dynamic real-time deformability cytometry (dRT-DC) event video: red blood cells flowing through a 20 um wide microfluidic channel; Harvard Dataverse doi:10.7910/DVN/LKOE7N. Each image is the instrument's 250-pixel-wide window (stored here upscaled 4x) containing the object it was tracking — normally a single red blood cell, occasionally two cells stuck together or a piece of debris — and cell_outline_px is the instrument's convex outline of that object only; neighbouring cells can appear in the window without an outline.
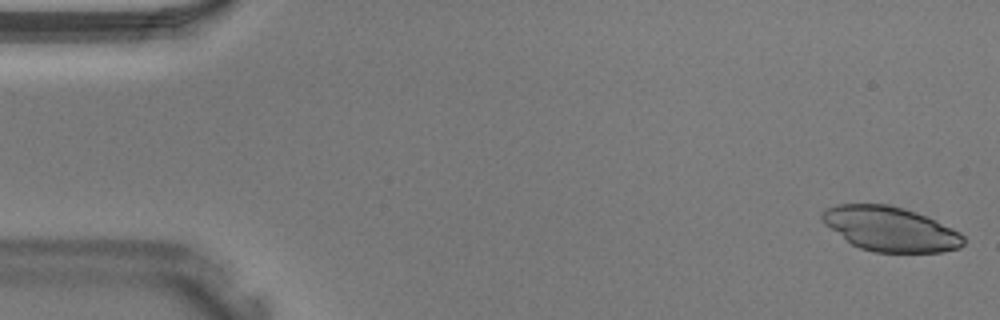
{"species": "Egyptian fruit bat (a non-hibernating species)", "species_latin": "Rousettus aegyptiacus", "temperature_condition": "warm", "stored_images_in_passage": 40, "camera_frame_rate_fps": 3000, "um_per_image_px": 0.085, "animal": {"sex": "male"}, "frame": {"image": 1, "passage_image": 1, "time_ms": 0.0, "image_size_px": [1000, 320], "cell_outline_px": [[964, 244], [960, 248], [940, 252], [872, 252], [860, 248], [852, 244], [824, 224], [820, 220], [820, 212], [824, 208], [836, 204], [888, 204], [924, 216], [952, 228], [960, 232], [964, 236]], "centroid_in_image_um": [75.63, 19.46], "position_along_channel_um": 9.4, "area_um2": 36.53}}